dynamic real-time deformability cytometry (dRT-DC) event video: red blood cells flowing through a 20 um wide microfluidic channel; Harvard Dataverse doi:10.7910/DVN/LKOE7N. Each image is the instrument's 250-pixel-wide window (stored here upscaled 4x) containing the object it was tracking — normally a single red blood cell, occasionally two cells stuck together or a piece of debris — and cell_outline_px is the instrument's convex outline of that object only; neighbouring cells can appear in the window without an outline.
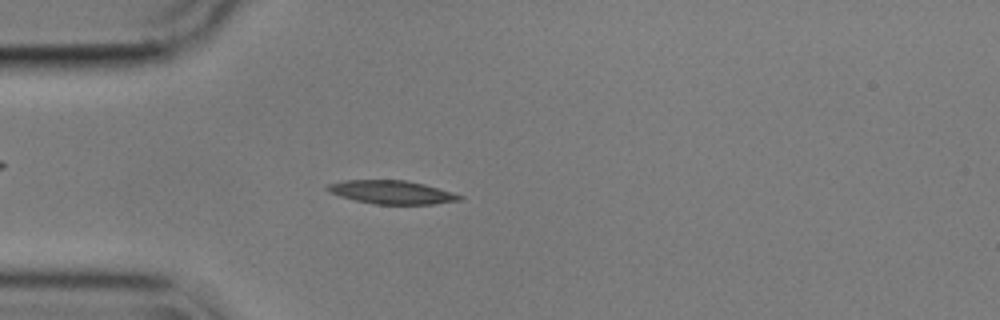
{"species": "common noctule bat (a hibernating species)", "species_latin": "Nyctalus noctula", "temperature_condition": "cold", "stored_images_in_passage": 53, "camera_frame_rate_fps": 3000, "um_per_image_px": 0.085, "animal": {"sex": "male", "body_mass_g": 17.9}, "frame": {"image": 1, "passage_image": 13, "time_ms": 4.0, "image_size_px": [1000, 320], "cell_outline_px": [[464, 200], [432, 204], [376, 204], [356, 200], [340, 196], [328, 192], [324, 188], [328, 184], [344, 180], [404, 180], [424, 184], [452, 192], [464, 196]], "centroid_in_image_um": [33.3, 16.34], "position_along_channel_um": 51.7, "area_um2": 18.03}}
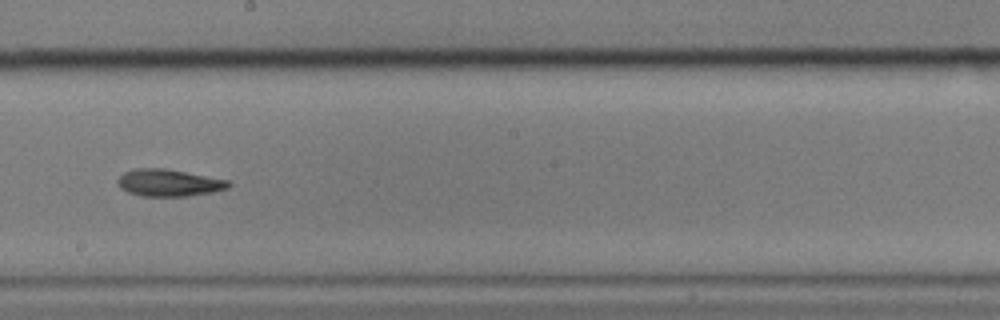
{"frame": {"image": 2, "passage_image": 29, "time_ms": 9.333, "image_size_px": [1000, 320], "cell_outline_px": [[232, 184], [228, 188], [212, 192], [188, 196], [140, 196], [128, 192], [120, 188], [116, 180], [124, 172], [136, 168], [164, 168], [228, 180]], "centroid_in_image_um": [14.33, 15.54], "position_along_channel_um": 233.9, "area_um2": 17.46}}
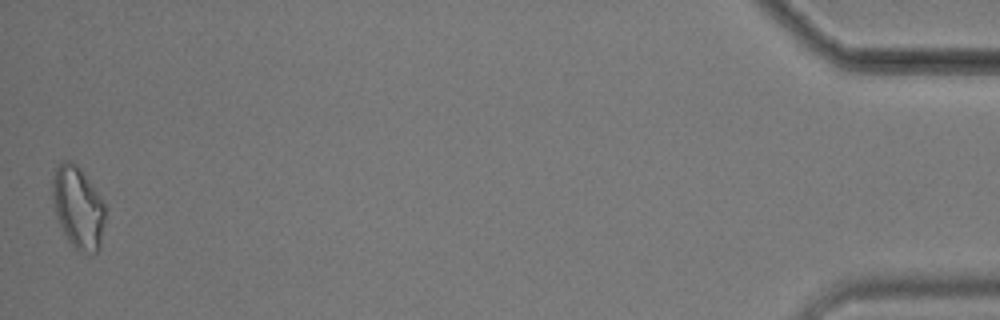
{"frame": {"image": 3, "passage_image": 53, "time_ms": 17.333, "image_size_px": [1000, 320], "cell_outline_px": [[104, 220], [100, 248], [96, 252], [92, 252], [76, 248], [68, 240], [60, 228], [56, 216], [52, 200], [52, 180], [56, 168], [64, 160], [72, 160], [80, 168], [104, 204]], "centroid_in_image_um": [6.6, 17.61], "position_along_channel_um": 428.6, "area_um2": 24.74}, "authors_computed_cell_mechanics": {"area_um2": 17.7446, "velocity_mm_per_s": 3.5687, "shape_relaxation_time_tau1_ms": 9.4444, "shape_relaxation_time_tau2_ms": 7.3548, "deformation_change_tau1": 0.2065, "deformation_change_tau2": 0.1705}}